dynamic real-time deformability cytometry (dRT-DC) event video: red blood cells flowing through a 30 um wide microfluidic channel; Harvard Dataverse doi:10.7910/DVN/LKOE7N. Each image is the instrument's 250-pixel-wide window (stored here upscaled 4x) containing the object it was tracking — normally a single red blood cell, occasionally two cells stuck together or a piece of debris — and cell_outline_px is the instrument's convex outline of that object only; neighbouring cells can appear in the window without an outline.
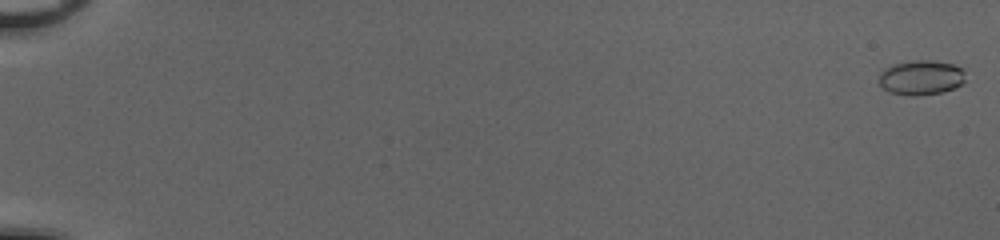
{"species": "common noctule bat (a hibernating species)", "species_latin": "Nyctalus noctula", "temperature_condition": "cold", "stored_images_in_passage": 53, "camera_frame_rate_fps": 3000, "um_per_image_px": 0.085, "animal": {"sex": "female", "body_mass_g": 20.0, "forearm_length_mm": 54.0}, "frame": {"image": 1, "passage_image": 1, "time_ms": 0.0, "image_size_px": [1000, 240], "cell_outline_px": [[964, 80], [960, 84], [952, 88], [940, 92], [916, 96], [912, 96], [888, 92], [880, 84], [880, 72], [884, 68], [892, 64], [916, 60], [932, 60], [952, 64], [964, 68]], "centroid_in_image_um": [78.27, 6.58], "position_along_channel_um": 6.7, "area_um2": 17.4}}
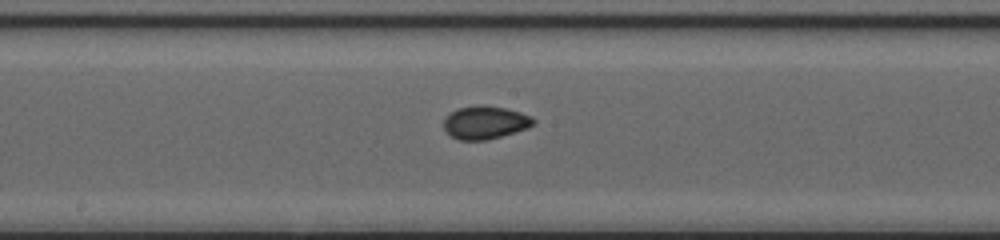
{"frame": {"image": 2, "passage_image": 31, "time_ms": 10.0, "image_size_px": [1000, 240], "cell_outline_px": [[536, 120], [528, 128], [488, 140], [460, 140], [452, 136], [444, 128], [444, 120], [452, 112], [460, 108], [480, 104], [484, 104], [504, 108], [520, 112], [532, 116]], "centroid_in_image_um": [41.27, 10.41], "position_along_channel_um": 206.9, "area_um2": 17.11}}
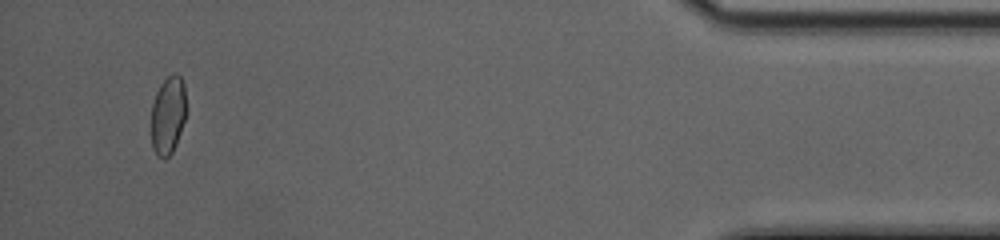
{"frame": {"image": 3, "passage_image": 51, "time_ms": 16.667, "image_size_px": [1000, 240], "cell_outline_px": [[188, 108], [176, 144], [172, 152], [164, 160], [152, 148], [152, 104], [156, 92], [160, 84], [172, 72], [176, 72], [180, 76], [184, 84]], "centroid_in_image_um": [14.31, 9.73], "position_along_channel_um": 420.9, "area_um2": 16.13}}